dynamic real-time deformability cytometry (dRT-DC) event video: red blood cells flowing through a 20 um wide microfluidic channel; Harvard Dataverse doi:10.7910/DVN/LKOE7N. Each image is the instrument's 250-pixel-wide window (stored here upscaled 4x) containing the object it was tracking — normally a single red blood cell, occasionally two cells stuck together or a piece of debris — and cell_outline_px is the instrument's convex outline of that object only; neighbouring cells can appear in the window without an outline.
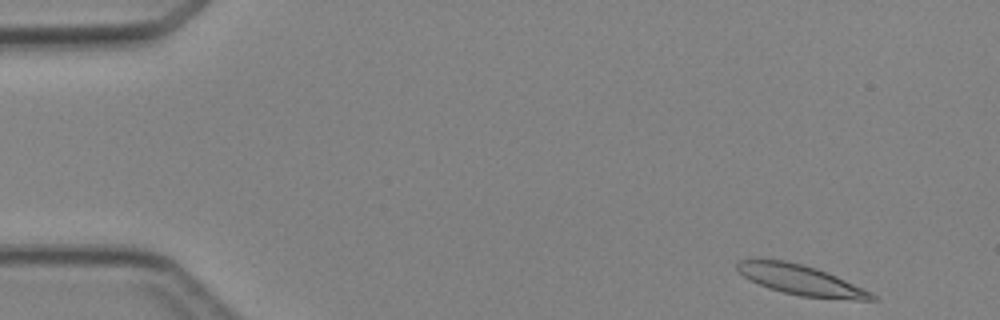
{"species": "Egyptian fruit bat (a non-hibernating species)", "species_latin": "Rousettus aegyptiacus", "temperature_condition": "cold", "stored_images_in_passage": 3, "camera_frame_rate_fps": 3000, "um_per_image_px": 0.085, "animal": {"sex": "female"}, "frame": {"image": 1, "passage_image": 3, "time_ms": 3.0, "image_size_px": [1000, 320], "cell_outline_px": [[876, 300], [856, 300], [800, 296], [768, 288], [744, 276], [736, 268], [736, 264], [740, 260], [756, 256], [784, 260], [804, 264], [816, 268], [836, 276], [864, 288], [872, 292], [876, 296]], "centroid_in_image_um": [68.03, 23.76], "position_along_channel_um": 17.0, "area_um2": 23.93}}